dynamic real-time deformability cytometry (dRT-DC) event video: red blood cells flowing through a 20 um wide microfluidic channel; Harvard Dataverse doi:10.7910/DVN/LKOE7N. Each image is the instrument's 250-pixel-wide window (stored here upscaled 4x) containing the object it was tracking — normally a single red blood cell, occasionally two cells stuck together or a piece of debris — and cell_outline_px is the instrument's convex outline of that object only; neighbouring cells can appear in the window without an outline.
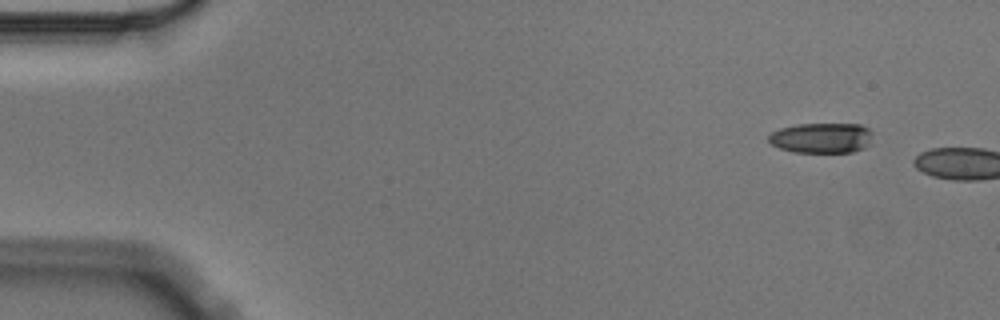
{"species": "Egyptian fruit bat (a non-hibernating species)", "species_latin": "Rousettus aegyptiacus", "temperature_condition": "cold", "stored_images_in_passage": 2, "camera_frame_rate_fps": 3000, "um_per_image_px": 0.085, "animal": {"sex": "male"}, "frame": {"image": 1, "passage_image": 1, "time_ms": 0.0, "image_size_px": [1000, 320], "cell_outline_px": [[872, 132], [868, 144], [864, 148], [852, 152], [792, 152], [780, 148], [772, 144], [768, 140], [768, 136], [772, 132], [780, 128], [796, 124], [860, 124], [868, 128]], "centroid_in_image_um": [69.82, 11.72], "position_along_channel_um": 15.2, "area_um2": 18.32}}